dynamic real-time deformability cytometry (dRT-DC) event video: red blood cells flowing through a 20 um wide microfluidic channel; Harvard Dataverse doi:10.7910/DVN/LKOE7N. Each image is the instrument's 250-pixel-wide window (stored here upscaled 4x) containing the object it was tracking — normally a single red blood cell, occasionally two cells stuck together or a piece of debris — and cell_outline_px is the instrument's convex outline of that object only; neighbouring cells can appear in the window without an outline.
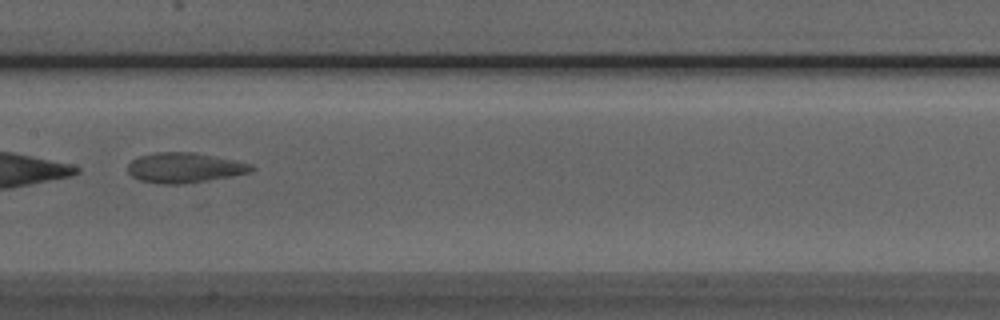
{"species": "Egyptian fruit bat (a non-hibernating species)", "species_latin": "Rousettus aegyptiacus", "temperature_condition": "room temperature", "stored_images_in_passage": 7, "camera_frame_rate_fps": 3000, "um_per_image_px": 0.085, "animal": {"sex": "male"}, "frame": {"image": 1, "passage_image": 7, "time_ms": 7.0, "image_size_px": [1000, 320], "cell_outline_px": [[256, 168], [248, 172], [232, 176], [184, 184], [156, 184], [140, 180], [132, 176], [128, 172], [128, 164], [132, 160], [140, 156], [156, 152], [196, 152], [236, 160], [252, 164]], "centroid_in_image_um": [15.69, 14.25], "position_along_channel_um": 191.7, "area_um2": 21.79}}